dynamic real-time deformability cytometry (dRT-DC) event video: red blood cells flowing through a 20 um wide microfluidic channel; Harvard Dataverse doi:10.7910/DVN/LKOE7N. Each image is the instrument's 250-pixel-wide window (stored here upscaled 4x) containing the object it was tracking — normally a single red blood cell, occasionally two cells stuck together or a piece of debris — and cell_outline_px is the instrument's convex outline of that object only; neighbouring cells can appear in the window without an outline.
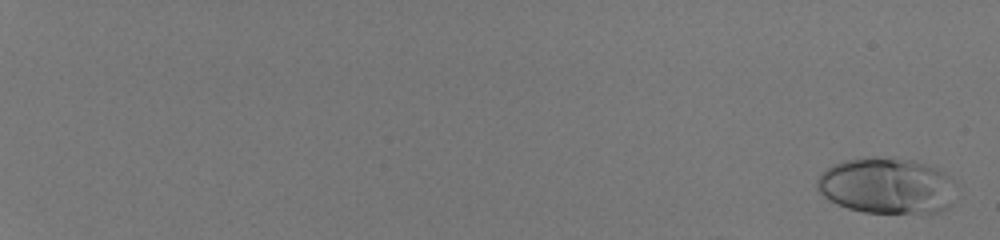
{"species": "human", "species_latin": "Homo sapiens", "temperature_condition": "room temperature", "stored_images_in_passage": 22, "camera_frame_rate_fps": 3000, "um_per_image_px": 0.085, "donor": {"sex": "male"}, "frame": {"image": 1, "passage_image": 2, "time_ms": 0.333, "image_size_px": [1000, 240], "cell_outline_px": [[952, 180], [948, 204], [944, 208], [936, 212], [864, 212], [848, 208], [828, 200], [816, 188], [816, 180], [820, 172], [832, 164], [844, 160], [872, 156], [912, 160], [940, 168]], "centroid_in_image_um": [75.26, 15.75], "position_along_channel_um": 9.7, "area_um2": 44.91}}